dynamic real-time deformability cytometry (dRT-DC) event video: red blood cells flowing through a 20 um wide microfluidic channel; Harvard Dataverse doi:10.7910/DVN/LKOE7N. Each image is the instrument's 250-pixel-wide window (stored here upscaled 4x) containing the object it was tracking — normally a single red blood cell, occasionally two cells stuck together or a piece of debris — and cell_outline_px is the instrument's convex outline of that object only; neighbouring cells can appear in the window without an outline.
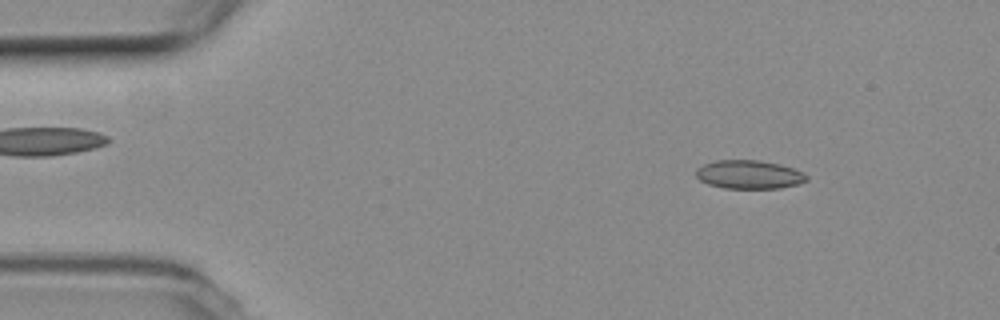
{"species": "common noctule bat (a hibernating species)", "species_latin": "Nyctalus noctula", "temperature_condition": "room temperature", "stored_images_in_passage": 53, "camera_frame_rate_fps": 3000, "um_per_image_px": 0.085, "animal": {"sex": "female", "body_mass_g": 19.3, "forearm_length_mm": 54.1}, "frame": {"image": 1, "passage_image": 6, "time_ms": 1.667, "image_size_px": [1000, 320], "cell_outline_px": [[808, 180], [796, 184], [780, 188], [724, 188], [708, 184], [700, 180], [696, 176], [696, 168], [704, 164], [716, 160], [756, 160], [780, 164], [804, 172], [808, 176]], "centroid_in_image_um": [63.66, 14.83], "position_along_channel_um": 21.3, "area_um2": 18.38}}
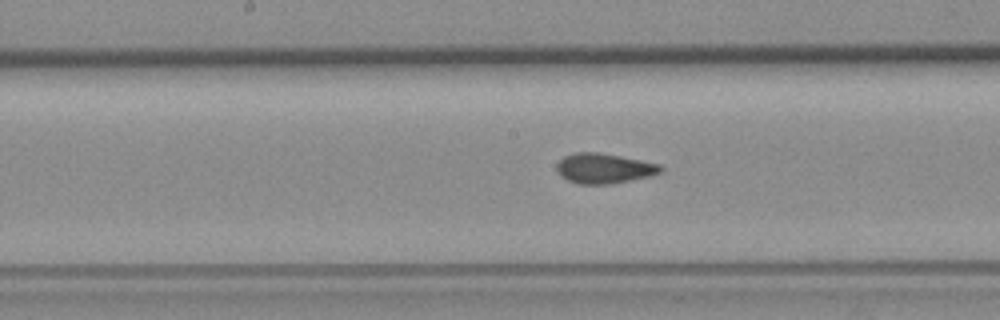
{"frame": {"image": 2, "passage_image": 26, "time_ms": 8.333, "image_size_px": [1000, 320], "cell_outline_px": [[664, 168], [660, 172], [648, 176], [608, 184], [576, 184], [560, 176], [556, 168], [556, 164], [564, 156], [576, 152], [600, 152], [660, 164]], "centroid_in_image_um": [51.3, 14.3], "position_along_channel_um": 196.9, "area_um2": 18.09}}
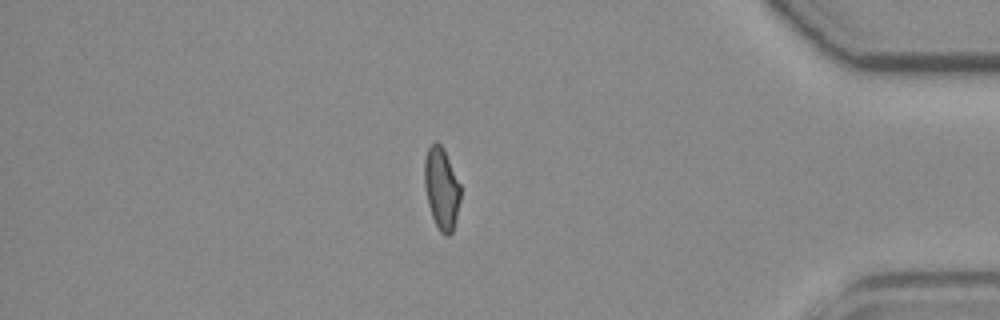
{"frame": {"image": 3, "passage_image": 45, "time_ms": 14.667, "image_size_px": [1000, 320], "cell_outline_px": [[460, 200], [452, 232], [448, 236], [444, 236], [440, 232], [432, 216], [428, 204], [424, 184], [424, 160], [428, 148], [436, 140], [444, 148], [460, 184]], "centroid_in_image_um": [37.52, 15.99], "position_along_channel_um": 397.7, "area_um2": 17.17}, "authors_computed_cell_mechanics": {"area_um2": 18.0336, "velocity_mm_per_s": 3.7821, "shape_relaxation_time_tau1_ms": null, "shape_relaxation_time_tau2_ms": 1.512, "deformation_change_tau1": null, "deformation_change_tau2": 0.0439}}